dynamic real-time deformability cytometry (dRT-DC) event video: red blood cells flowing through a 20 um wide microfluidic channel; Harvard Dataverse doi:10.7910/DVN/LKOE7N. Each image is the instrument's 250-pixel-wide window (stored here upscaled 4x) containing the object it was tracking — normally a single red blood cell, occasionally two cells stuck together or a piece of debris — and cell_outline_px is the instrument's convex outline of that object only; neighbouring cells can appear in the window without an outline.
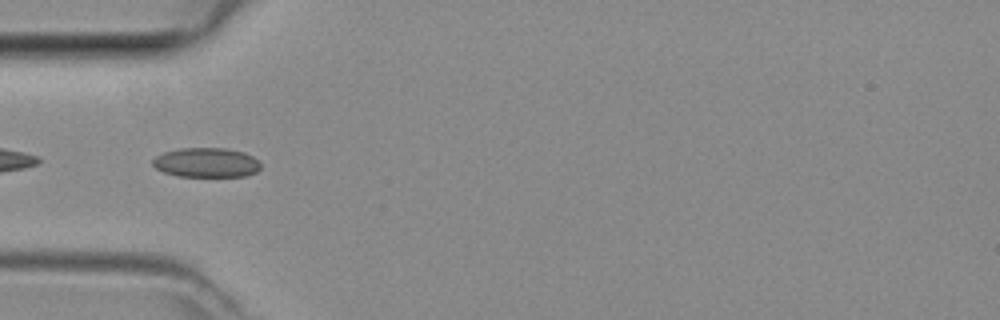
{"species": "common noctule bat (a hibernating species)", "species_latin": "Nyctalus noctula", "temperature_condition": "room temperature", "stored_images_in_passage": 16, "camera_frame_rate_fps": 3000, "um_per_image_px": 0.085, "animal": {"sex": "female", "body_mass_g": 29.2, "forearm_length_mm": 56.3}, "frame": {"image": 1, "passage_image": 14, "time_ms": 4.333, "image_size_px": [1000, 320], "cell_outline_px": [[260, 168], [256, 172], [244, 176], [176, 176], [164, 172], [156, 168], [152, 164], [152, 160], [156, 156], [164, 152], [180, 148], [224, 148], [244, 152], [252, 156], [260, 164]], "centroid_in_image_um": [17.52, 13.81], "position_along_channel_um": 67.5, "area_um2": 18.5}}